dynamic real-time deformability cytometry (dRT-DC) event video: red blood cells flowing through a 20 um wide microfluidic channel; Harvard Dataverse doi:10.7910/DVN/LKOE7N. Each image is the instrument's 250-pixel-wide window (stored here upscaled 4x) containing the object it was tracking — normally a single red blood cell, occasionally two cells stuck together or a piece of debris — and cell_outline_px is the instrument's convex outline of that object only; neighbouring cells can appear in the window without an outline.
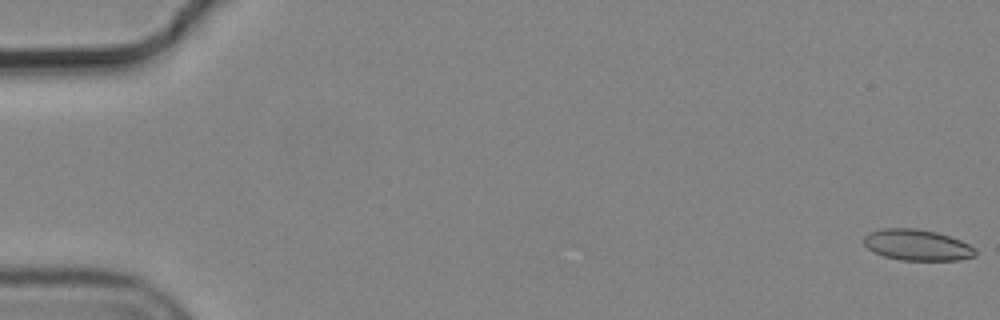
{"species": "common noctule bat (a hibernating species)", "species_latin": "Nyctalus noctula", "temperature_condition": "cold", "stored_images_in_passage": 5, "camera_frame_rate_fps": 3000, "um_per_image_px": 0.085, "animal": {"sex": "male", "body_mass_g": 19.2, "forearm_length_mm": 51.8}, "frame": {"image": 1, "passage_image": 1, "time_ms": 0.0, "image_size_px": [1000, 320], "cell_outline_px": [[976, 256], [960, 260], [900, 260], [884, 256], [868, 248], [864, 244], [864, 236], [868, 232], [880, 228], [916, 228], [936, 232], [960, 240], [968, 244], [976, 252]], "centroid_in_image_um": [77.93, 20.82], "position_along_channel_um": 7.1, "area_um2": 20.11}}
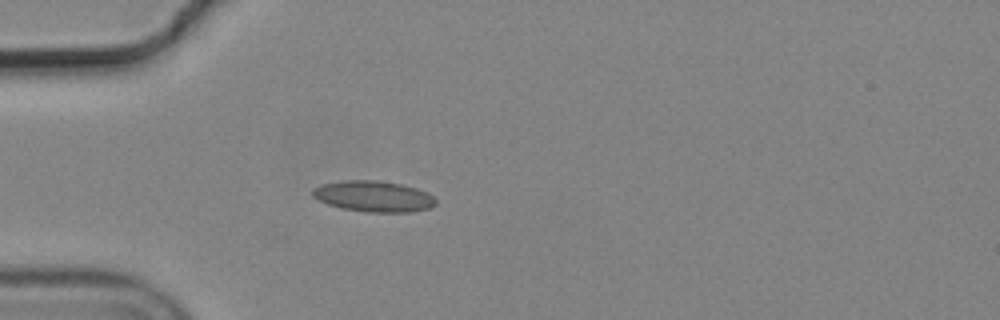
{"frame": {"image": 2, "passage_image": 5, "time_ms": 1.333, "image_size_px": [1000, 320], "cell_outline_px": [[436, 204], [428, 208], [408, 212], [368, 212], [344, 208], [328, 204], [312, 196], [312, 188], [320, 184], [344, 180], [376, 180], [400, 184], [416, 188], [428, 192], [436, 200]], "centroid_in_image_um": [31.74, 16.68], "position_along_channel_um": 53.3, "area_um2": 22.08}}